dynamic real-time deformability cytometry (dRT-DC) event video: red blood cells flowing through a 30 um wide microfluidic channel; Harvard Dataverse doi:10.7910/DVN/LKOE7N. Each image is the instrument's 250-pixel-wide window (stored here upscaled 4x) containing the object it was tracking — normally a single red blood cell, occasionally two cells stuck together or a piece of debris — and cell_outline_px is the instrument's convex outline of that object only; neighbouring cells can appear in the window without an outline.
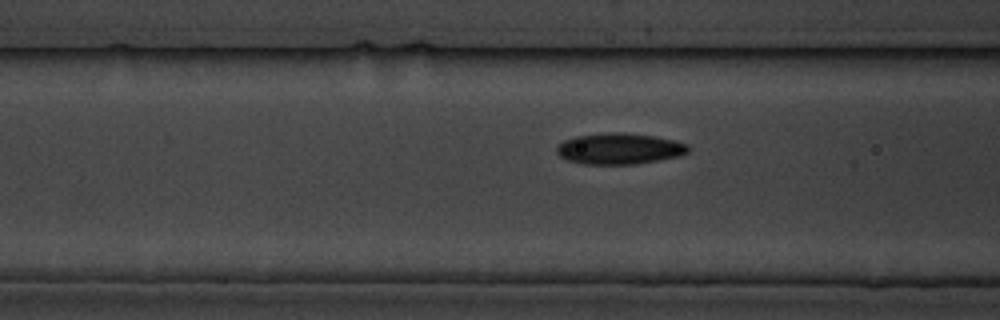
{"species": "common noctule bat (a hibernating species)", "species_latin": "Nyctalus noctula", "temperature_condition": "cold", "stored_images_in_passage": 4, "segment_of_instrument_passage": [2, 2], "camera_frame_rate_fps": 3000, "um_per_image_px": 0.085, "animal": {"sex": "male", "body_mass_g": 19.5, "forearm_length_mm": 54.6}, "frame": {"image": 1, "passage_image": 4, "time_ms": 3.333, "image_size_px": [1000, 320], "cell_outline_px": [[692, 148], [688, 152], [680, 156], [636, 164], [584, 164], [568, 160], [560, 156], [556, 152], [556, 144], [564, 140], [576, 136], [612, 132], [620, 132], [652, 136], [672, 140], [688, 144]], "centroid_in_image_um": [52.64, 12.64], "position_along_channel_um": 114.0, "area_um2": 23.81}}